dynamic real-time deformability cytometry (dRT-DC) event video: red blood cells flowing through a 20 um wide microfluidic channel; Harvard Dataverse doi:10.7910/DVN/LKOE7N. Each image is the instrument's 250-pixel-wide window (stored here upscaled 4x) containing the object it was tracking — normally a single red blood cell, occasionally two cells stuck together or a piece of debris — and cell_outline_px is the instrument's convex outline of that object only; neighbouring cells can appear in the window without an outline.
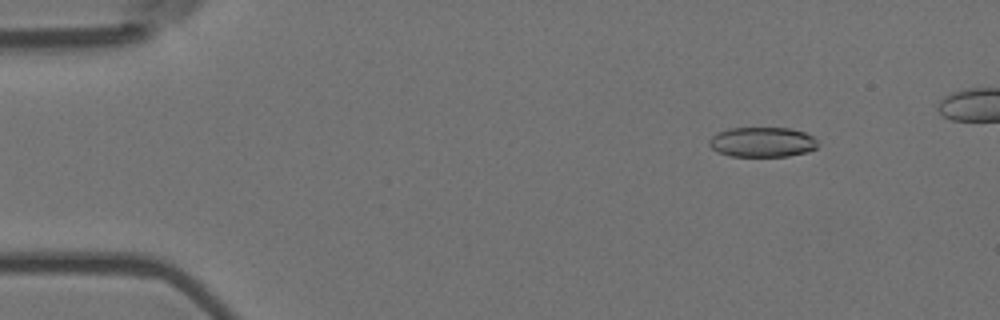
{"species": "Egyptian fruit bat (a non-hibernating species)", "species_latin": "Rousettus aegyptiacus", "temperature_condition": "room temperature", "stored_images_in_passage": 5, "camera_frame_rate_fps": 3000, "um_per_image_px": 0.085, "animal": {"sex": "female"}, "frame": {"image": 1, "passage_image": 2, "time_ms": 0.333, "image_size_px": [1000, 320], "cell_outline_px": [[816, 148], [808, 152], [788, 156], [732, 156], [720, 152], [712, 148], [708, 144], [708, 140], [716, 132], [728, 128], [792, 128], [804, 132], [812, 136], [816, 140]], "centroid_in_image_um": [64.78, 12.07], "position_along_channel_um": 20.2, "area_um2": 18.96}}